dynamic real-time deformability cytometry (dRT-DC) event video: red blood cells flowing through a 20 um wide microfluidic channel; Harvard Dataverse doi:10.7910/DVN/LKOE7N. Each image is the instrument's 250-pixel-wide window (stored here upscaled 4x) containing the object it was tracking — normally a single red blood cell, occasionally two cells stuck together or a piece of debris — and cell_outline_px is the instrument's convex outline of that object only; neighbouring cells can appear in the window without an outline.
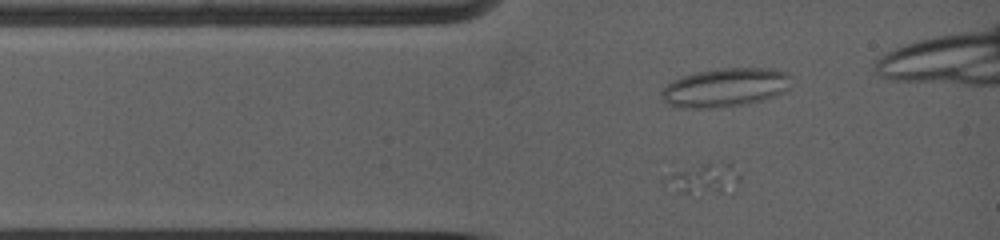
{"species": "common noctule bat (a hibernating species)", "species_latin": "Nyctalus noctula", "temperature_condition": "warm", "stored_images_in_passage": 7, "camera_frame_rate_fps": 5000, "um_per_image_px": 0.085, "animal": {"sex": "female", "body_mass_g": 19.0, "forearm_length_mm": 53.3}, "frame": {"image": 1, "passage_image": 2, "time_ms": 0.8, "image_size_px": [1000, 240], "cell_outline_px": [[740, 180], [736, 192], [684, 192], [664, 184], [664, 176], [672, 172], [720, 160], [732, 160], [740, 172]], "centroid_in_image_um": [60.02, 15.13], "position_along_channel_um": 25.0, "area_um2": 13.58}}